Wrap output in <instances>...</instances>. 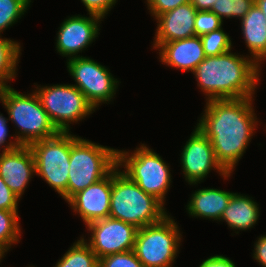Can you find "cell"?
<instances>
[{"mask_svg":"<svg viewBox=\"0 0 266 267\" xmlns=\"http://www.w3.org/2000/svg\"><path fill=\"white\" fill-rule=\"evenodd\" d=\"M216 0H189L197 11H210Z\"/></svg>","mask_w":266,"mask_h":267,"instance_id":"e575fe53","label":"cell"},{"mask_svg":"<svg viewBox=\"0 0 266 267\" xmlns=\"http://www.w3.org/2000/svg\"><path fill=\"white\" fill-rule=\"evenodd\" d=\"M118 165V149L93 143L70 132L67 201L105 178Z\"/></svg>","mask_w":266,"mask_h":267,"instance_id":"277c9868","label":"cell"},{"mask_svg":"<svg viewBox=\"0 0 266 267\" xmlns=\"http://www.w3.org/2000/svg\"><path fill=\"white\" fill-rule=\"evenodd\" d=\"M35 89L42 107L59 132H71L70 124L80 122L95 112L84 94L73 84L36 85Z\"/></svg>","mask_w":266,"mask_h":267,"instance_id":"ba28073f","label":"cell"},{"mask_svg":"<svg viewBox=\"0 0 266 267\" xmlns=\"http://www.w3.org/2000/svg\"><path fill=\"white\" fill-rule=\"evenodd\" d=\"M118 167L145 193L153 195L165 205V196L172 183L168 164L146 144L134 151L118 149Z\"/></svg>","mask_w":266,"mask_h":267,"instance_id":"8992f818","label":"cell"},{"mask_svg":"<svg viewBox=\"0 0 266 267\" xmlns=\"http://www.w3.org/2000/svg\"><path fill=\"white\" fill-rule=\"evenodd\" d=\"M252 199L247 195L233 193L220 221L226 222L237 234L253 228L259 219L260 210L259 204Z\"/></svg>","mask_w":266,"mask_h":267,"instance_id":"ffe728a7","label":"cell"},{"mask_svg":"<svg viewBox=\"0 0 266 267\" xmlns=\"http://www.w3.org/2000/svg\"><path fill=\"white\" fill-rule=\"evenodd\" d=\"M181 240L180 228L168 214L158 223L138 228L134 252L145 267H172Z\"/></svg>","mask_w":266,"mask_h":267,"instance_id":"52a82bcc","label":"cell"},{"mask_svg":"<svg viewBox=\"0 0 266 267\" xmlns=\"http://www.w3.org/2000/svg\"><path fill=\"white\" fill-rule=\"evenodd\" d=\"M53 267H99V259L80 237Z\"/></svg>","mask_w":266,"mask_h":267,"instance_id":"7402d4cb","label":"cell"},{"mask_svg":"<svg viewBox=\"0 0 266 267\" xmlns=\"http://www.w3.org/2000/svg\"><path fill=\"white\" fill-rule=\"evenodd\" d=\"M206 57L218 56L232 50V39L223 28L200 36Z\"/></svg>","mask_w":266,"mask_h":267,"instance_id":"d4e9b609","label":"cell"},{"mask_svg":"<svg viewBox=\"0 0 266 267\" xmlns=\"http://www.w3.org/2000/svg\"><path fill=\"white\" fill-rule=\"evenodd\" d=\"M7 124L8 119L5 118L2 114H0V148L2 149V151H5L7 149H14L20 146L17 140H8L10 142L6 141V137L9 136Z\"/></svg>","mask_w":266,"mask_h":267,"instance_id":"1f68e13d","label":"cell"},{"mask_svg":"<svg viewBox=\"0 0 266 267\" xmlns=\"http://www.w3.org/2000/svg\"><path fill=\"white\" fill-rule=\"evenodd\" d=\"M21 51L20 43L0 34V87L8 86L15 79Z\"/></svg>","mask_w":266,"mask_h":267,"instance_id":"44dd1931","label":"cell"},{"mask_svg":"<svg viewBox=\"0 0 266 267\" xmlns=\"http://www.w3.org/2000/svg\"><path fill=\"white\" fill-rule=\"evenodd\" d=\"M255 4L260 8L266 18V0H255Z\"/></svg>","mask_w":266,"mask_h":267,"instance_id":"d590c367","label":"cell"},{"mask_svg":"<svg viewBox=\"0 0 266 267\" xmlns=\"http://www.w3.org/2000/svg\"><path fill=\"white\" fill-rule=\"evenodd\" d=\"M253 100V97L209 100L196 125L211 141L217 161L231 174L258 127Z\"/></svg>","mask_w":266,"mask_h":267,"instance_id":"6da1fadb","label":"cell"},{"mask_svg":"<svg viewBox=\"0 0 266 267\" xmlns=\"http://www.w3.org/2000/svg\"><path fill=\"white\" fill-rule=\"evenodd\" d=\"M196 13V8L188 2L159 15L155 19L157 29L152 44L153 49L162 43L196 36L194 28Z\"/></svg>","mask_w":266,"mask_h":267,"instance_id":"2e32d148","label":"cell"},{"mask_svg":"<svg viewBox=\"0 0 266 267\" xmlns=\"http://www.w3.org/2000/svg\"><path fill=\"white\" fill-rule=\"evenodd\" d=\"M20 198L15 195L0 176V209L18 211Z\"/></svg>","mask_w":266,"mask_h":267,"instance_id":"f546056e","label":"cell"},{"mask_svg":"<svg viewBox=\"0 0 266 267\" xmlns=\"http://www.w3.org/2000/svg\"><path fill=\"white\" fill-rule=\"evenodd\" d=\"M18 211L0 209V249L5 253L13 244L19 243L21 227Z\"/></svg>","mask_w":266,"mask_h":267,"instance_id":"603a6c76","label":"cell"},{"mask_svg":"<svg viewBox=\"0 0 266 267\" xmlns=\"http://www.w3.org/2000/svg\"><path fill=\"white\" fill-rule=\"evenodd\" d=\"M0 102L8 112V121L11 120L19 129L12 136L19 145L29 146L33 142L51 138L59 133L34 90L26 95L10 85L0 87Z\"/></svg>","mask_w":266,"mask_h":267,"instance_id":"5b68a950","label":"cell"},{"mask_svg":"<svg viewBox=\"0 0 266 267\" xmlns=\"http://www.w3.org/2000/svg\"><path fill=\"white\" fill-rule=\"evenodd\" d=\"M111 191L112 171L105 178L73 195L67 202L87 225L109 217Z\"/></svg>","mask_w":266,"mask_h":267,"instance_id":"5bb4252c","label":"cell"},{"mask_svg":"<svg viewBox=\"0 0 266 267\" xmlns=\"http://www.w3.org/2000/svg\"><path fill=\"white\" fill-rule=\"evenodd\" d=\"M261 66L250 56L231 50L206 57L192 72L206 101L255 97Z\"/></svg>","mask_w":266,"mask_h":267,"instance_id":"7a4b0ae2","label":"cell"},{"mask_svg":"<svg viewBox=\"0 0 266 267\" xmlns=\"http://www.w3.org/2000/svg\"><path fill=\"white\" fill-rule=\"evenodd\" d=\"M241 29L250 58L261 66L266 59V18L255 3L241 19Z\"/></svg>","mask_w":266,"mask_h":267,"instance_id":"d6986e66","label":"cell"},{"mask_svg":"<svg viewBox=\"0 0 266 267\" xmlns=\"http://www.w3.org/2000/svg\"><path fill=\"white\" fill-rule=\"evenodd\" d=\"M81 2L86 7L87 14L98 15L104 19L117 0H81Z\"/></svg>","mask_w":266,"mask_h":267,"instance_id":"4dcf8cb0","label":"cell"},{"mask_svg":"<svg viewBox=\"0 0 266 267\" xmlns=\"http://www.w3.org/2000/svg\"><path fill=\"white\" fill-rule=\"evenodd\" d=\"M224 22L212 11H197L194 28L196 36H202L222 27Z\"/></svg>","mask_w":266,"mask_h":267,"instance_id":"83f0119b","label":"cell"},{"mask_svg":"<svg viewBox=\"0 0 266 267\" xmlns=\"http://www.w3.org/2000/svg\"><path fill=\"white\" fill-rule=\"evenodd\" d=\"M0 153V176L19 198L25 192L32 176L36 175L34 155L29 146L20 145Z\"/></svg>","mask_w":266,"mask_h":267,"instance_id":"9a60e30c","label":"cell"},{"mask_svg":"<svg viewBox=\"0 0 266 267\" xmlns=\"http://www.w3.org/2000/svg\"><path fill=\"white\" fill-rule=\"evenodd\" d=\"M99 267H145L134 250L115 253L99 259Z\"/></svg>","mask_w":266,"mask_h":267,"instance_id":"4316f807","label":"cell"},{"mask_svg":"<svg viewBox=\"0 0 266 267\" xmlns=\"http://www.w3.org/2000/svg\"><path fill=\"white\" fill-rule=\"evenodd\" d=\"M199 267H236V265L229 257L214 255L203 260Z\"/></svg>","mask_w":266,"mask_h":267,"instance_id":"836d02e7","label":"cell"},{"mask_svg":"<svg viewBox=\"0 0 266 267\" xmlns=\"http://www.w3.org/2000/svg\"><path fill=\"white\" fill-rule=\"evenodd\" d=\"M31 0H0V34L21 19Z\"/></svg>","mask_w":266,"mask_h":267,"instance_id":"cb8c5ba5","label":"cell"},{"mask_svg":"<svg viewBox=\"0 0 266 267\" xmlns=\"http://www.w3.org/2000/svg\"><path fill=\"white\" fill-rule=\"evenodd\" d=\"M102 20V17L94 14H89V17L79 14L68 16L58 28L57 52L67 59L81 57L79 53L86 50L100 34Z\"/></svg>","mask_w":266,"mask_h":267,"instance_id":"4fadbf2b","label":"cell"},{"mask_svg":"<svg viewBox=\"0 0 266 267\" xmlns=\"http://www.w3.org/2000/svg\"><path fill=\"white\" fill-rule=\"evenodd\" d=\"M90 239L81 238L100 259L104 256L134 250L138 228L130 223L107 217L86 225ZM88 241V242H87Z\"/></svg>","mask_w":266,"mask_h":267,"instance_id":"8fae6325","label":"cell"},{"mask_svg":"<svg viewBox=\"0 0 266 267\" xmlns=\"http://www.w3.org/2000/svg\"><path fill=\"white\" fill-rule=\"evenodd\" d=\"M67 70L75 85L96 110L102 103L115 98L119 80L114 78L106 66L89 57L67 59Z\"/></svg>","mask_w":266,"mask_h":267,"instance_id":"30bf717a","label":"cell"},{"mask_svg":"<svg viewBox=\"0 0 266 267\" xmlns=\"http://www.w3.org/2000/svg\"><path fill=\"white\" fill-rule=\"evenodd\" d=\"M232 195L233 192L215 188L198 189L190 196L186 210L189 216L194 218H207L220 222Z\"/></svg>","mask_w":266,"mask_h":267,"instance_id":"ac0fdd59","label":"cell"},{"mask_svg":"<svg viewBox=\"0 0 266 267\" xmlns=\"http://www.w3.org/2000/svg\"><path fill=\"white\" fill-rule=\"evenodd\" d=\"M180 164L185 181L189 185L203 182L209 172L217 170L221 177L228 179V173L217 161L211 141L196 126L181 151Z\"/></svg>","mask_w":266,"mask_h":267,"instance_id":"7c38bea8","label":"cell"},{"mask_svg":"<svg viewBox=\"0 0 266 267\" xmlns=\"http://www.w3.org/2000/svg\"><path fill=\"white\" fill-rule=\"evenodd\" d=\"M35 160L37 176L67 202L70 160V132L33 142L29 145Z\"/></svg>","mask_w":266,"mask_h":267,"instance_id":"9c48e42d","label":"cell"},{"mask_svg":"<svg viewBox=\"0 0 266 267\" xmlns=\"http://www.w3.org/2000/svg\"><path fill=\"white\" fill-rule=\"evenodd\" d=\"M4 256H5V252L2 249H0V263Z\"/></svg>","mask_w":266,"mask_h":267,"instance_id":"8d00e7d4","label":"cell"},{"mask_svg":"<svg viewBox=\"0 0 266 267\" xmlns=\"http://www.w3.org/2000/svg\"><path fill=\"white\" fill-rule=\"evenodd\" d=\"M255 3V0H216L211 10L222 21L223 18L241 20Z\"/></svg>","mask_w":266,"mask_h":267,"instance_id":"484cf974","label":"cell"},{"mask_svg":"<svg viewBox=\"0 0 266 267\" xmlns=\"http://www.w3.org/2000/svg\"><path fill=\"white\" fill-rule=\"evenodd\" d=\"M253 258L262 267H266V235H261L254 243Z\"/></svg>","mask_w":266,"mask_h":267,"instance_id":"d6a6232c","label":"cell"},{"mask_svg":"<svg viewBox=\"0 0 266 267\" xmlns=\"http://www.w3.org/2000/svg\"><path fill=\"white\" fill-rule=\"evenodd\" d=\"M188 2L189 0H146L147 10L155 19L159 15L174 10L176 7Z\"/></svg>","mask_w":266,"mask_h":267,"instance_id":"f1b7e54d","label":"cell"},{"mask_svg":"<svg viewBox=\"0 0 266 267\" xmlns=\"http://www.w3.org/2000/svg\"><path fill=\"white\" fill-rule=\"evenodd\" d=\"M156 50L162 64L184 72H193L206 58L199 36L162 43Z\"/></svg>","mask_w":266,"mask_h":267,"instance_id":"e0dca14e","label":"cell"},{"mask_svg":"<svg viewBox=\"0 0 266 267\" xmlns=\"http://www.w3.org/2000/svg\"><path fill=\"white\" fill-rule=\"evenodd\" d=\"M164 204L145 193L118 165L112 170L109 217L142 228L163 220L168 213Z\"/></svg>","mask_w":266,"mask_h":267,"instance_id":"3957f363","label":"cell"}]
</instances>
